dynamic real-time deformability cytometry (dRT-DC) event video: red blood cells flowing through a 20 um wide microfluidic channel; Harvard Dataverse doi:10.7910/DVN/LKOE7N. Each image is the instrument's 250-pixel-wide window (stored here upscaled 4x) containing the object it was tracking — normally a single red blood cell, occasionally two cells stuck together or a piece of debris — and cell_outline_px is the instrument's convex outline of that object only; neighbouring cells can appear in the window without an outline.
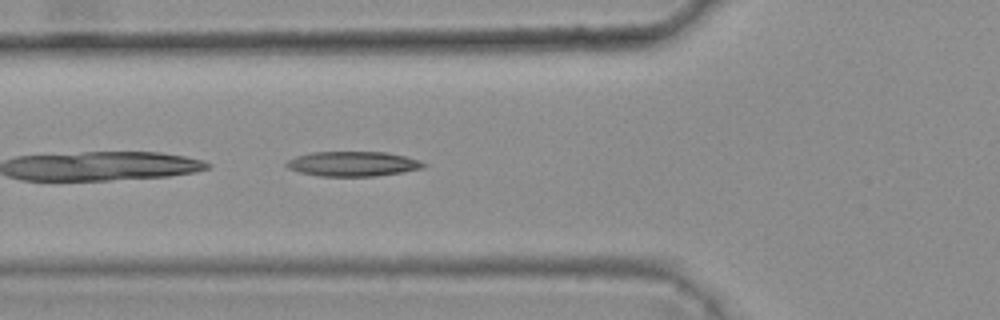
{"species": "common noctule bat (a hibernating species)", "species_latin": "Nyctalus noctula", "temperature_condition": "warm", "stored_images_in_passage": 5, "camera_frame_rate_fps": 3000, "um_per_image_px": 0.085, "animal": {"sex": "female", "body_mass_g": 25.1}, "frame": {"image": 1, "passage_image": 5, "time_ms": 1.333, "image_size_px": [1000, 320], "cell_outline_px": [[428, 164], [424, 168], [404, 172], [376, 176], [316, 176], [300, 172], [288, 168], [284, 164], [288, 160], [296, 156], [312, 152], [384, 152], [404, 156], [420, 160]], "centroid_in_image_um": [30.01, 13.93], "position_along_channel_um": 95.8, "area_um2": 19.94}}